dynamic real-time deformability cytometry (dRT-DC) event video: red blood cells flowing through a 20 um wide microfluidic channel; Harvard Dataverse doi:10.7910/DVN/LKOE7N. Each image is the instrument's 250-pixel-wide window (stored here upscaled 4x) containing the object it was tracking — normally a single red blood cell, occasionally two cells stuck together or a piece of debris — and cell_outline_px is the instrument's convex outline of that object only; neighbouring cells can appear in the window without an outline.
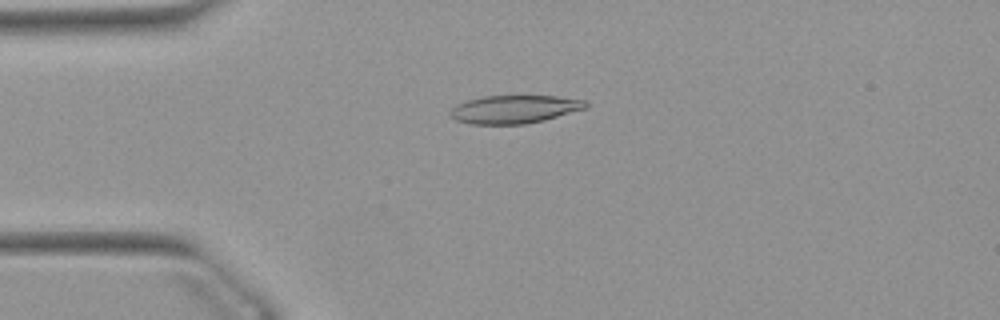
{"species": "Egyptian fruit bat (a non-hibernating species)", "species_latin": "Rousettus aegyptiacus", "temperature_condition": "warm", "stored_images_in_passage": 40, "camera_frame_rate_fps": 3000, "um_per_image_px": 0.085, "animal": {"sex": "female"}, "frame": {"image": 1, "passage_image": 1, "time_ms": 0.0, "image_size_px": [1000, 320], "cell_outline_px": [[588, 108], [544, 120], [524, 124], [468, 124], [456, 120], [448, 116], [448, 112], [456, 104], [468, 100], [484, 96], [556, 96], [584, 100], [588, 104]], "centroid_in_image_um": [43.69, 9.29], "position_along_channel_um": 41.3, "area_um2": 22.31}}
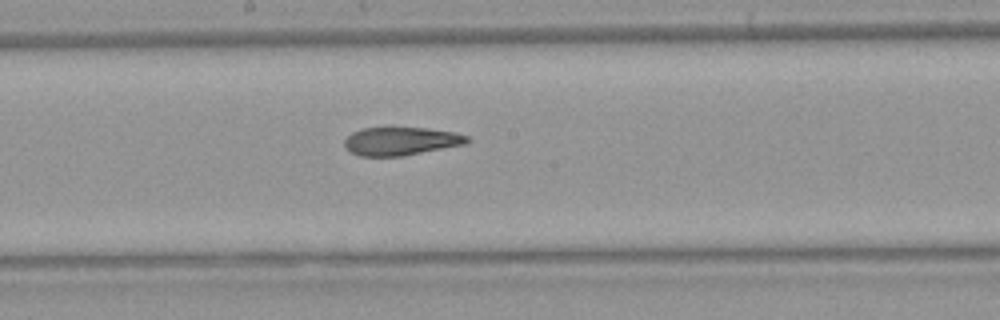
{"frame": {"image": 2, "passage_image": 16, "time_ms": 5.0, "image_size_px": [1000, 320], "cell_outline_px": [[472, 140], [468, 144], [404, 156], [360, 156], [348, 152], [344, 144], [344, 140], [352, 132], [360, 128], [388, 124], [428, 128], [456, 132], [468, 136]], "centroid_in_image_um": [34.08, 11.95], "position_along_channel_um": 214.1, "area_um2": 21.5}}
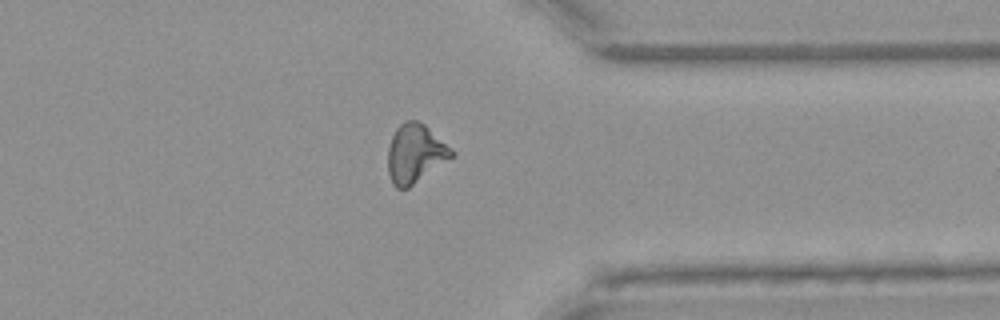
{"frame": {"image": 3, "passage_image": 29, "time_ms": 9.333, "image_size_px": [1000, 320], "cell_outline_px": [[456, 156], [408, 188], [396, 188], [392, 184], [388, 172], [388, 148], [392, 136], [396, 128], [404, 120], [416, 120], [424, 124], [452, 148], [456, 152]], "centroid_in_image_um": [35.32, 13.06], "position_along_channel_um": 376.1, "area_um2": 22.08}, "authors_computed_cell_mechanics": {"area_um2": 21.3571, "velocity_mm_per_s": 3.9068, "shape_relaxation_time_tau1_ms": null, "shape_relaxation_time_tau2_ms": 3.3654, "deformation_change_tau1": null, "deformation_change_tau2": 0.1254}}